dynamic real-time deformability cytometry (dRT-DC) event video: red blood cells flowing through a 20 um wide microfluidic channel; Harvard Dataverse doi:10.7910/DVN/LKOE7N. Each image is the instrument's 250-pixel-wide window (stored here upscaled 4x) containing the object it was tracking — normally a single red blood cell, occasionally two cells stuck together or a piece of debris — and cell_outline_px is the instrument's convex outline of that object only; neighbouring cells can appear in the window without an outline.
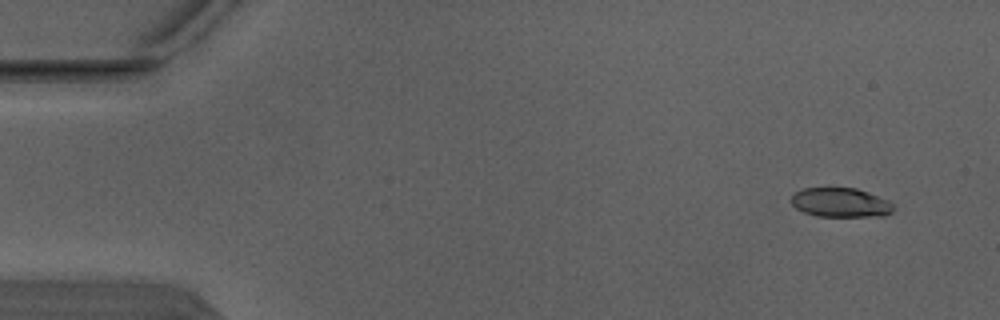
{"species": "Egyptian fruit bat (a non-hibernating species)", "species_latin": "Rousettus aegyptiacus", "temperature_condition": "warm", "stored_images_in_passage": 4, "camera_frame_rate_fps": 3000, "um_per_image_px": 0.085, "animal": {"sex": "male"}, "frame": {"image": 1, "passage_image": 1, "time_ms": 0.0, "image_size_px": [1000, 320], "cell_outline_px": [[896, 208], [892, 212], [884, 216], [816, 216], [804, 212], [796, 208], [792, 204], [792, 196], [796, 192], [804, 188], [856, 188], [868, 192], [888, 200]], "centroid_in_image_um": [71.48, 17.22], "position_along_channel_um": 13.5, "area_um2": 17.4}}
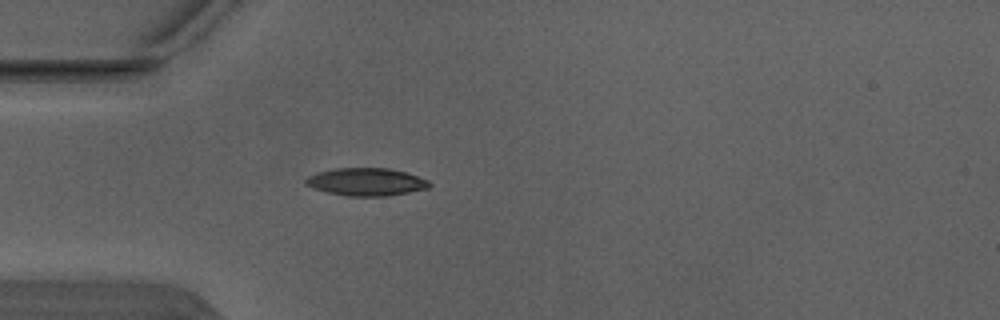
{"frame": {"image": 2, "passage_image": 4, "time_ms": 1.0, "image_size_px": [1000, 320], "cell_outline_px": [[432, 184], [428, 188], [408, 192], [384, 196], [348, 196], [328, 192], [312, 188], [304, 184], [304, 180], [308, 176], [316, 172], [332, 168], [388, 168], [408, 172], [428, 180]], "centroid_in_image_um": [31.11, 15.45], "position_along_channel_um": 53.9, "area_um2": 20.11}}